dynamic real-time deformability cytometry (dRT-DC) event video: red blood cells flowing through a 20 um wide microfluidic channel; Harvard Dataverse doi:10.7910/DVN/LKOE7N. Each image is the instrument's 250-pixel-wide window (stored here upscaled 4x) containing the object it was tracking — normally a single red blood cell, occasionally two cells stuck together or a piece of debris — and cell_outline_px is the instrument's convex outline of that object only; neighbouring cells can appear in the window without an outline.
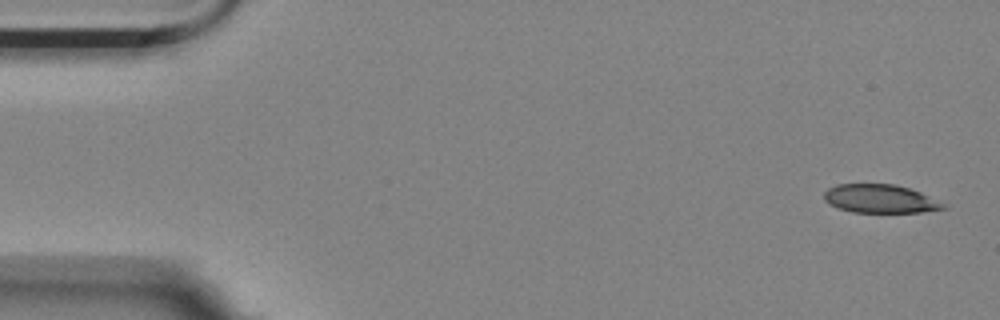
{"species": "Egyptian fruit bat (a non-hibernating species)", "species_latin": "Rousettus aegyptiacus", "temperature_condition": "room temperature", "stored_images_in_passage": 4, "camera_frame_rate_fps": 3000, "um_per_image_px": 0.085, "animal": {"sex": "female"}, "frame": {"image": 1, "passage_image": 1, "time_ms": 0.0, "image_size_px": [1000, 320], "cell_outline_px": [[948, 208], [920, 212], [852, 212], [828, 204], [824, 200], [824, 192], [828, 188], [836, 184], [896, 184], [920, 192], [948, 204]], "centroid_in_image_um": [74.83, 16.89], "position_along_channel_um": 10.2, "area_um2": 19.88}}
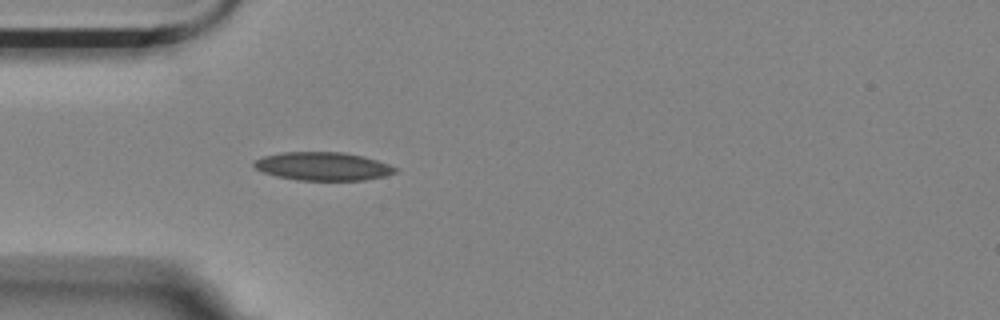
{"frame": {"image": 2, "passage_image": 4, "time_ms": 1.0, "image_size_px": [1000, 320], "cell_outline_px": [[400, 168], [396, 172], [384, 176], [364, 180], [296, 180], [276, 176], [264, 172], [256, 168], [252, 164], [256, 160], [264, 156], [280, 152], [344, 152], [364, 156]], "centroid_in_image_um": [27.47, 14.13], "position_along_channel_um": 57.5, "area_um2": 23.29}}